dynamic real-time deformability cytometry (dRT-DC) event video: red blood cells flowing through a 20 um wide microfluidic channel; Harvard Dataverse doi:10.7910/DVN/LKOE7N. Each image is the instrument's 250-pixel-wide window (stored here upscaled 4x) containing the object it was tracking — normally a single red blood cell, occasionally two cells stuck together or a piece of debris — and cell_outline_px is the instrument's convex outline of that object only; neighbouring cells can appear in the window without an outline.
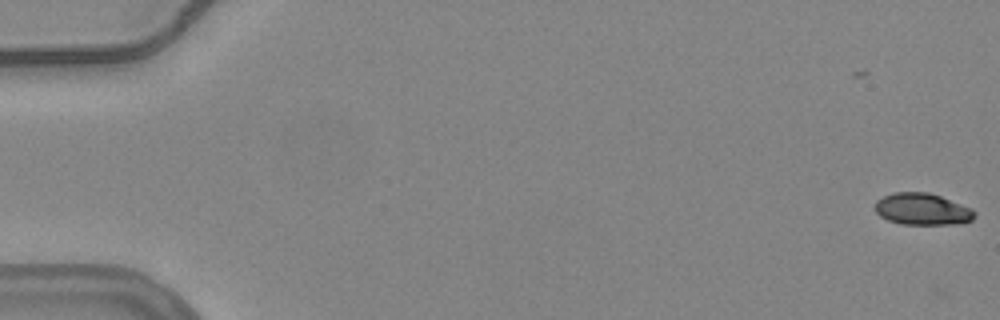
{"species": "common noctule bat (a hibernating species)", "species_latin": "Nyctalus noctula", "temperature_condition": "warm", "stored_images_in_passage": 56, "camera_frame_rate_fps": 3000, "um_per_image_px": 0.085, "animal": {"sex": "female", "body_mass_g": 24.6, "forearm_length_mm": 56.2}, "frame": {"image": 1, "passage_image": 1, "time_ms": 0.0, "image_size_px": [1000, 320], "cell_outline_px": [[976, 216], [972, 220], [960, 224], [900, 224], [888, 220], [880, 216], [876, 212], [876, 200], [892, 192], [928, 192], [940, 196], [972, 208], [976, 212]], "centroid_in_image_um": [78.42, 17.78], "position_along_channel_um": 6.6, "area_um2": 18.5}}
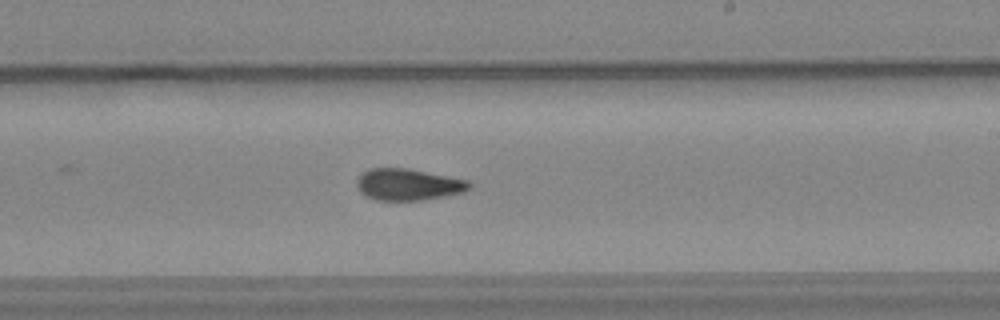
{"frame": {"image": 2, "passage_image": 34, "time_ms": 11.0, "image_size_px": [1000, 320], "cell_outline_px": [[472, 188], [464, 192], [424, 200], [376, 200], [360, 192], [356, 184], [356, 180], [368, 168], [408, 168], [468, 180], [472, 184]], "centroid_in_image_um": [34.72, 15.68], "position_along_channel_um": 254.3, "area_um2": 20.75}}
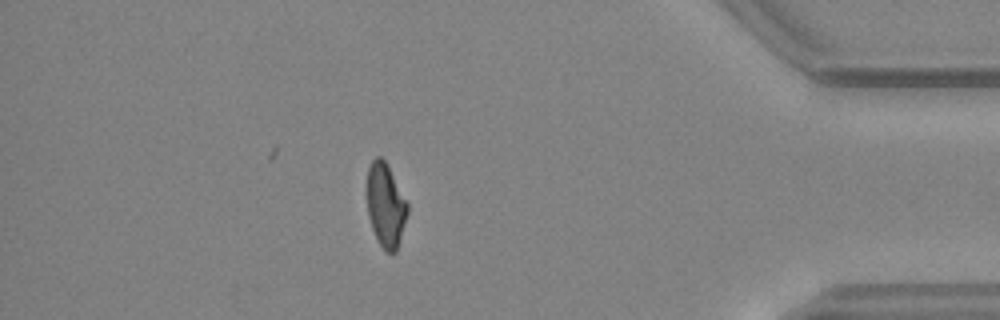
{"frame": {"image": 3, "passage_image": 49, "time_ms": 16.0, "image_size_px": [1000, 320], "cell_outline_px": [[408, 212], [396, 252], [388, 252], [380, 244], [372, 228], [368, 216], [364, 188], [368, 168], [372, 160], [376, 156], [380, 156], [384, 160], [408, 204]], "centroid_in_image_um": [32.72, 17.4], "position_along_channel_um": 402.5, "area_um2": 19.83}, "authors_computed_cell_mechanics": {"area_um2": 20.6346, "velocity_mm_per_s": 3.7687, "shape_relaxation_time_tau1_ms": 9.4128, "shape_relaxation_time_tau2_ms": 3.0483, "deformation_change_tau1": 0.2522, "deformation_change_tau2": 0.0859}}